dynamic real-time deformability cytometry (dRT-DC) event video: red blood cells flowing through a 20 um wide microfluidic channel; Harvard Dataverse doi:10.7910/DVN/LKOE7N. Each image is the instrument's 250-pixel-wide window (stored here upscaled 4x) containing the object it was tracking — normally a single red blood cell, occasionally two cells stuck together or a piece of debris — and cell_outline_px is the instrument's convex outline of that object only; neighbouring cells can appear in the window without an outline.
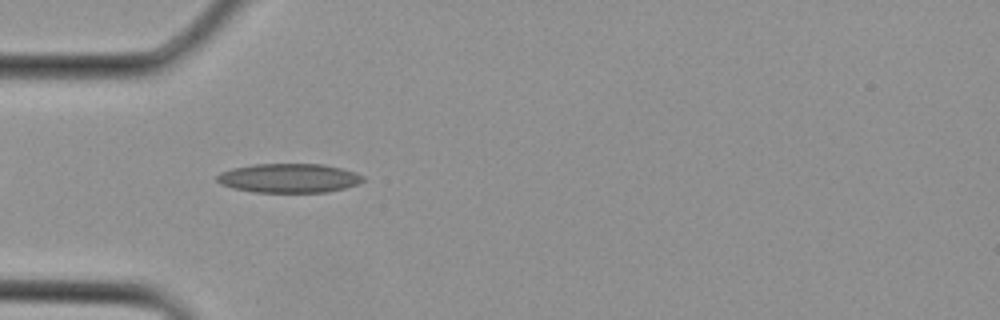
{"species": "Egyptian fruit bat (a non-hibernating species)", "species_latin": "Rousettus aegyptiacus", "temperature_condition": "cold", "stored_images_in_passage": 3, "camera_frame_rate_fps": 3000, "um_per_image_px": 0.085, "animal": {"sex": "female"}, "frame": {"image": 1, "passage_image": 3, "time_ms": 0.667, "image_size_px": [1000, 320], "cell_outline_px": [[364, 180], [356, 184], [344, 188], [328, 192], [256, 192], [232, 188], [220, 184], [216, 180], [216, 176], [220, 172], [232, 168], [256, 164], [324, 164], [356, 172], [364, 176]], "centroid_in_image_um": [24.54, 15.14], "position_along_channel_um": 60.5, "area_um2": 24.8}}